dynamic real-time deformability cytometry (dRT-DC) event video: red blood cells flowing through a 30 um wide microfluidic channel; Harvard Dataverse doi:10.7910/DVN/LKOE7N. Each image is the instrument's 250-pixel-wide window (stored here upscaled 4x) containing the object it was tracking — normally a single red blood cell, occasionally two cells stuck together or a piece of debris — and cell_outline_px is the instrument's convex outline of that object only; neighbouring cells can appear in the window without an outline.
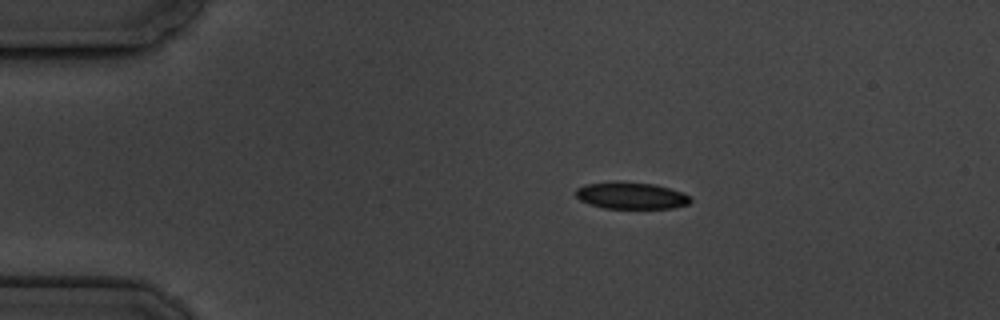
{"species": "common noctule bat (a hibernating species)", "species_latin": "Nyctalus noctula", "temperature_condition": "cold", "stored_images_in_passage": 6, "camera_frame_rate_fps": 3000, "um_per_image_px": 0.085, "animal": {"sex": "male", "body_mass_g": 19.5, "forearm_length_mm": 54.6}, "frame": {"image": 1, "passage_image": 3, "time_ms": 2.333, "image_size_px": [1000, 320], "cell_outline_px": [[692, 200], [688, 204], [672, 208], [604, 208], [588, 204], [580, 200], [576, 196], [576, 188], [584, 184], [652, 184], [668, 188], [692, 196]], "centroid_in_image_um": [53.67, 16.67], "position_along_channel_um": 31.3, "area_um2": 17.11}}
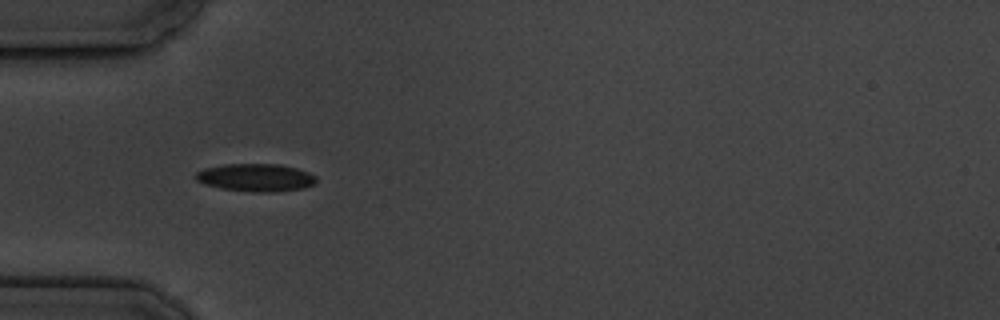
{"frame": {"image": 2, "passage_image": 5, "time_ms": 4.667, "image_size_px": [1000, 320], "cell_outline_px": [[316, 184], [304, 188], [272, 192], [252, 192], [220, 188], [204, 184], [196, 180], [196, 172], [204, 168], [224, 164], [280, 164], [296, 168], [308, 172], [316, 176]], "centroid_in_image_um": [21.75, 15.09], "position_along_channel_um": 63.3, "area_um2": 19.59}}